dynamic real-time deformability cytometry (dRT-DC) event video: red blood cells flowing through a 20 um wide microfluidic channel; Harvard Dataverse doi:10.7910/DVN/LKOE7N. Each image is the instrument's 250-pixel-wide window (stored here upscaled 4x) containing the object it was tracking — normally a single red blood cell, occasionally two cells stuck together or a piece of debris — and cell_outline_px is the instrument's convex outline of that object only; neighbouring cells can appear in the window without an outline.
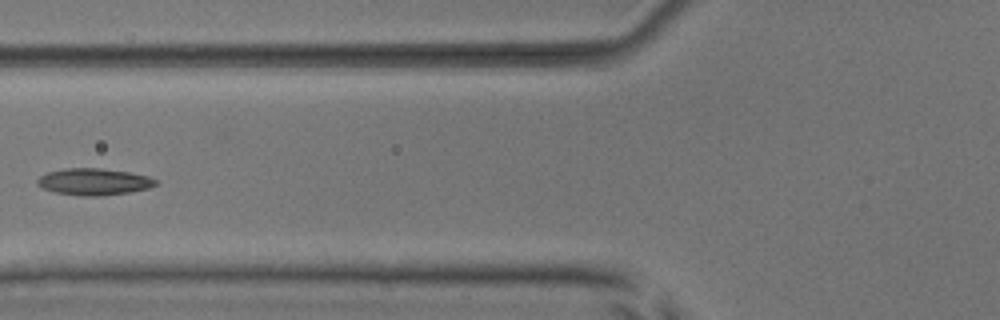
{"species": "common noctule bat (a hibernating species)", "species_latin": "Nyctalus noctula", "temperature_condition": "room temperature", "stored_images_in_passage": 5, "camera_frame_rate_fps": 3000, "um_per_image_px": 0.085, "animal": {"sex": "male", "body_mass_g": 17.9, "forearm_length_mm": 54.2}, "frame": {"image": 1, "passage_image": 5, "time_ms": 5.0, "image_size_px": [1000, 320], "cell_outline_px": [[156, 184], [148, 188], [128, 192], [100, 196], [84, 196], [56, 192], [44, 188], [36, 184], [36, 180], [40, 176], [48, 172], [64, 168], [96, 168], [128, 172], [148, 176], [156, 180]], "centroid_in_image_um": [7.95, 15.44], "position_along_channel_um": 117.8, "area_um2": 18.15}}